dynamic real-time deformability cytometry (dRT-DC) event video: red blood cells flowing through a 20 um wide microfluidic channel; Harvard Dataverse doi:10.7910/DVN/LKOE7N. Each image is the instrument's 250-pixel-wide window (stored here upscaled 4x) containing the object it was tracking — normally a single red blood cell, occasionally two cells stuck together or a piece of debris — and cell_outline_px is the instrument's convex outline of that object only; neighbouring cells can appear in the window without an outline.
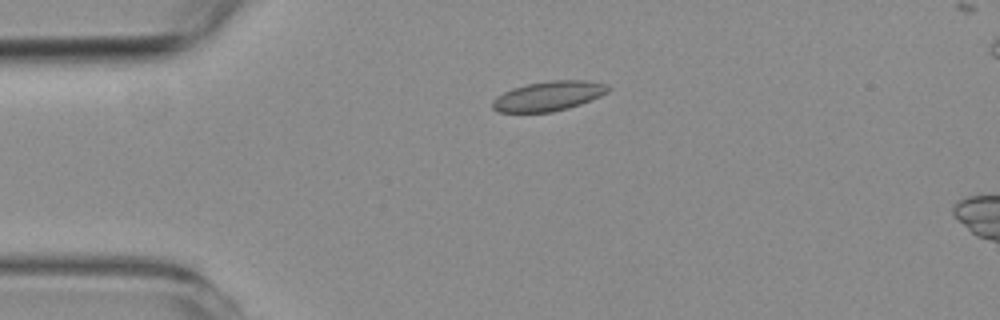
{"species": "common noctule bat (a hibernating species)", "species_latin": "Nyctalus noctula", "temperature_condition": "room temperature", "stored_images_in_passage": 5, "camera_frame_rate_fps": 3000, "um_per_image_px": 0.085, "animal": {"sex": "female", "body_mass_g": 19.3, "forearm_length_mm": 54.1}, "frame": {"image": 1, "passage_image": 1, "time_ms": 0.0, "image_size_px": [1000, 320], "cell_outline_px": [[612, 88], [608, 92], [600, 96], [580, 104], [568, 108], [552, 112], [496, 112], [492, 108], [492, 100], [496, 96], [512, 88], [524, 84], [548, 80], [588, 80], [608, 84]], "centroid_in_image_um": [46.62, 8.15], "position_along_channel_um": 38.4, "area_um2": 20.29}}